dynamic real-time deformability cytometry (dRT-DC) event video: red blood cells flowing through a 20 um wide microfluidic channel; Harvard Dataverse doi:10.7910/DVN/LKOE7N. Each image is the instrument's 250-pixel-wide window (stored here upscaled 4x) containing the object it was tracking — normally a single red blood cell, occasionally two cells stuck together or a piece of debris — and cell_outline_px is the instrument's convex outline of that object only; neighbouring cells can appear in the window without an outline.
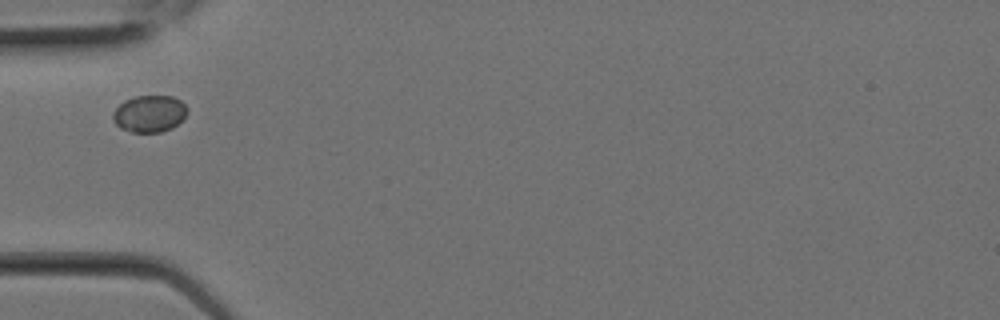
{"species": "Egyptian fruit bat (a non-hibernating species)", "species_latin": "Rousettus aegyptiacus", "temperature_condition": "room temperature", "stored_images_in_passage": 1, "camera_frame_rate_fps": 3000, "um_per_image_px": 0.085, "animal": {"sex": "female"}, "frame": {"image": 1, "passage_image": 1, "time_ms": 0.0, "image_size_px": [1000, 320], "cell_outline_px": [[188, 112], [172, 128], [160, 132], [132, 132], [120, 128], [112, 120], [112, 112], [124, 100], [136, 96], [172, 96], [180, 100], [188, 108]], "centroid_in_image_um": [12.68, 9.66], "position_along_channel_um": 72.3, "area_um2": 15.95}}